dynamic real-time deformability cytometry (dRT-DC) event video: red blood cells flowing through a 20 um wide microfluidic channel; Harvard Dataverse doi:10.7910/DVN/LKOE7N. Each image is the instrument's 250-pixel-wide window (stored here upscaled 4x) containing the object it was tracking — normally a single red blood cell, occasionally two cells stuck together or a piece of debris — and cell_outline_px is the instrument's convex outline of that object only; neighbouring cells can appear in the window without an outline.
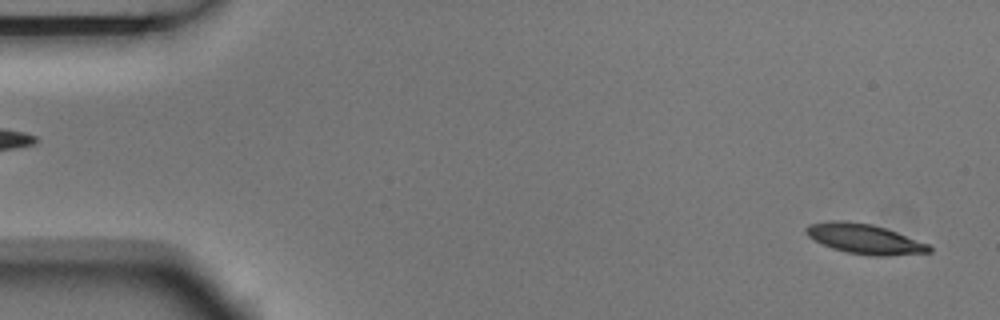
{"species": "Egyptian fruit bat (a non-hibernating species)", "species_latin": "Rousettus aegyptiacus", "temperature_condition": "room temperature", "stored_images_in_passage": 5, "segment_of_instrument_passage": [2, 2], "camera_frame_rate_fps": 3000, "um_per_image_px": 0.085, "animal": {"sex": "male"}, "frame": {"image": 1, "passage_image": 5, "time_ms": 1.333, "image_size_px": [1000, 320], "cell_outline_px": [[932, 252], [888, 256], [872, 256], [848, 252], [832, 248], [808, 236], [804, 232], [804, 228], [808, 224], [828, 220], [848, 220], [872, 224], [896, 232], [928, 244], [932, 248]], "centroid_in_image_um": [73.46, 20.29], "position_along_channel_um": 11.5, "area_um2": 21.44}}